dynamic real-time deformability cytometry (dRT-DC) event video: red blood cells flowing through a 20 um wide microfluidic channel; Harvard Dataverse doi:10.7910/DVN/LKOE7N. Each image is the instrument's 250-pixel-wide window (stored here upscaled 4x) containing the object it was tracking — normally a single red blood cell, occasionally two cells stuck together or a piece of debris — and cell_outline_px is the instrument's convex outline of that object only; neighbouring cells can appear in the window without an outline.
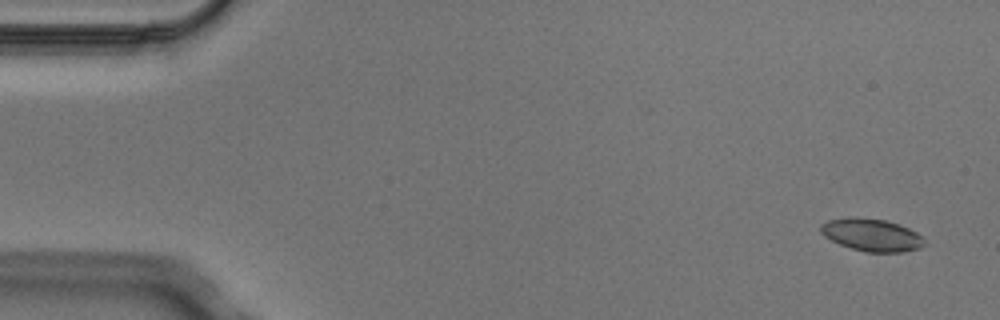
{"species": "Egyptian fruit bat (a non-hibernating species)", "species_latin": "Rousettus aegyptiacus", "temperature_condition": "cold", "stored_images_in_passage": 7, "camera_frame_rate_fps": 3000, "um_per_image_px": 0.085, "animal": {"sex": "male"}, "frame": {"image": 1, "passage_image": 1, "time_ms": 0.0, "image_size_px": [1000, 320], "cell_outline_px": [[924, 244], [920, 248], [900, 252], [864, 252], [840, 244], [824, 236], [820, 232], [820, 224], [828, 220], [848, 216], [856, 216], [884, 220], [908, 228], [924, 236]], "centroid_in_image_um": [74.06, 19.95], "position_along_channel_um": 10.9, "area_um2": 19.71}}
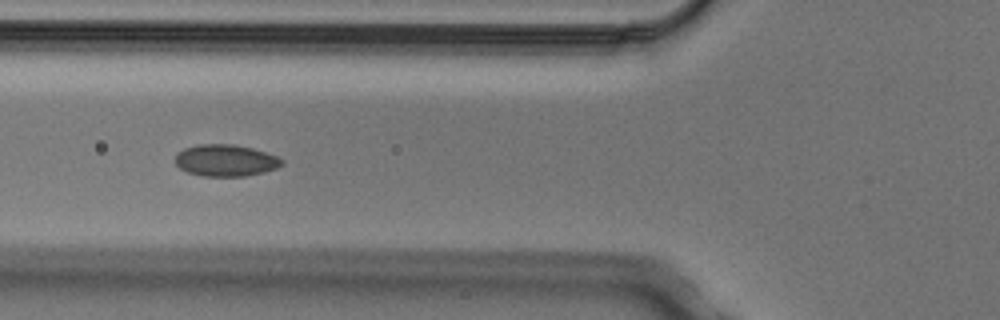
{"frame": {"image": 2, "passage_image": 5, "time_ms": 1.333, "image_size_px": [1000, 320], "cell_outline_px": [[284, 164], [276, 168], [264, 172], [244, 176], [204, 176], [188, 172], [180, 168], [176, 164], [176, 152], [184, 148], [196, 144], [232, 144], [252, 148], [276, 156], [284, 160]], "centroid_in_image_um": [19.17, 13.63], "position_along_channel_um": 106.6, "area_um2": 19.71}}
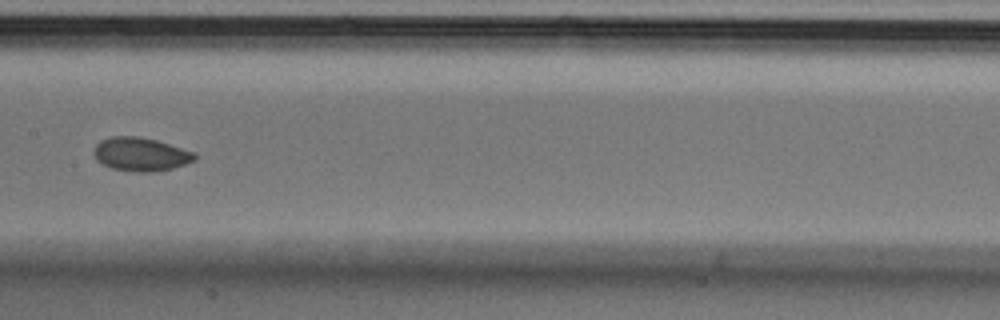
{"frame": {"image": 3, "passage_image": 7, "time_ms": 2.0, "image_size_px": [1000, 320], "cell_outline_px": [[196, 160], [172, 168], [156, 172], [136, 172], [112, 168], [96, 160], [92, 152], [96, 144], [100, 140], [112, 136], [136, 136], [156, 140], [196, 152]], "centroid_in_image_um": [11.95, 13.11], "position_along_channel_um": 195.4, "area_um2": 19.83}}